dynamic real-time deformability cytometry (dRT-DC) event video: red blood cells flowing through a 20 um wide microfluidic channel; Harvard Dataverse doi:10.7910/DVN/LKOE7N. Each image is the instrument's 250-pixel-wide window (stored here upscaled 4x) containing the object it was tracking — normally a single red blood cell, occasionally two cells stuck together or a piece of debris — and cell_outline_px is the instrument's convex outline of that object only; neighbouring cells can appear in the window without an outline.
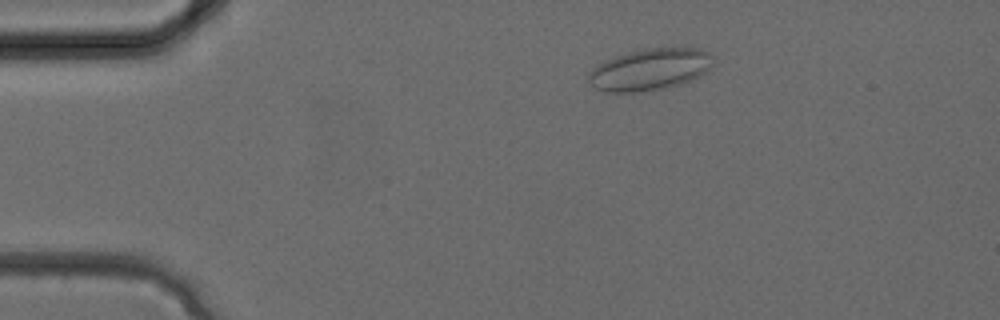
{"species": "common noctule bat (a hibernating species)", "species_latin": "Nyctalus noctula", "temperature_condition": "cold", "stored_images_in_passage": 31, "camera_frame_rate_fps": 3000, "um_per_image_px": 0.085, "animal": {"sex": "female", "body_mass_g": 24.6, "forearm_length_mm": 56.2}, "frame": {"image": 1, "passage_image": 4, "time_ms": 1.0, "image_size_px": [1000, 320], "cell_outline_px": [[712, 64], [700, 76], [680, 84], [640, 92], [604, 92], [588, 84], [584, 80], [588, 72], [592, 68], [604, 60], [628, 52], [644, 48], [688, 44], [700, 48], [708, 52], [712, 56]], "centroid_in_image_um": [55.21, 5.85], "position_along_channel_um": 29.8, "area_um2": 31.21}}
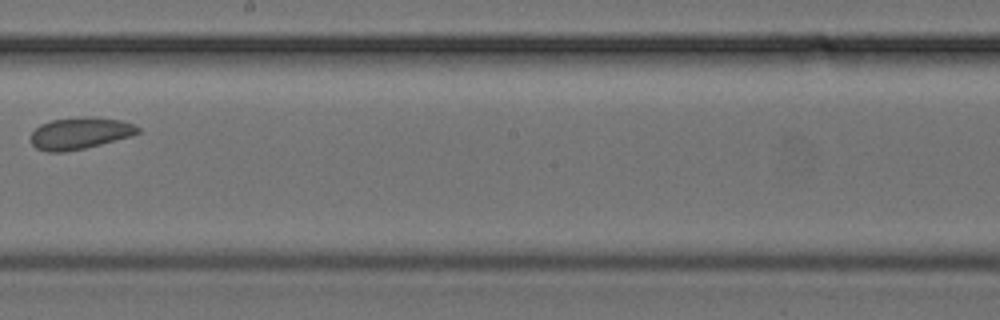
{"frame": {"image": 2, "passage_image": 17, "time_ms": 5.333, "image_size_px": [1000, 320], "cell_outline_px": [[140, 132], [132, 136], [84, 148], [64, 152], [48, 152], [36, 148], [32, 144], [32, 132], [40, 124], [52, 120], [80, 116], [92, 116], [120, 120], [132, 124], [140, 128]], "centroid_in_image_um": [6.8, 11.31], "position_along_channel_um": 241.4, "area_um2": 19.83}}
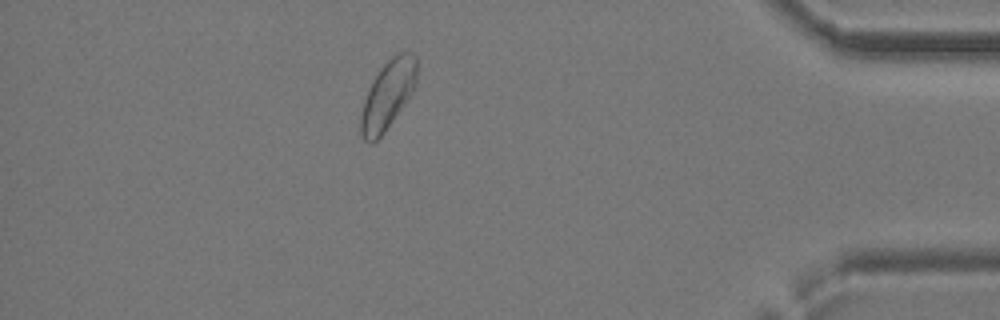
{"frame": {"image": 3, "passage_image": 27, "time_ms": 8.667, "image_size_px": [1000, 320], "cell_outline_px": [[416, 80], [412, 92], [384, 132], [372, 144], [364, 140], [360, 132], [360, 116], [364, 100], [368, 88], [372, 80], [380, 68], [396, 52], [408, 48], [416, 56]], "centroid_in_image_um": [32.95, 8.01], "position_along_channel_um": 402.3, "area_um2": 22.43}}